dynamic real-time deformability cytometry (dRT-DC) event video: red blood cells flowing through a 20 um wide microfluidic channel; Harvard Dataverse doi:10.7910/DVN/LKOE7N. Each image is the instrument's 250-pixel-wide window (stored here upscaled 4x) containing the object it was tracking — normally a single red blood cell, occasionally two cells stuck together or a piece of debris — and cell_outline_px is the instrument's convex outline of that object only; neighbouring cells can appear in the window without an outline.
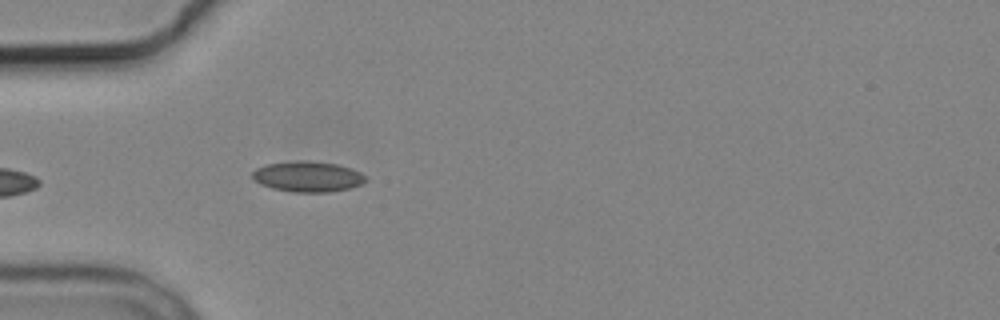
{"species": "common noctule bat (a hibernating species)", "species_latin": "Nyctalus noctula", "temperature_condition": "cold", "stored_images_in_passage": 5, "camera_frame_rate_fps": 3000, "um_per_image_px": 0.085, "animal": {"sex": "male", "body_mass_g": 19.2, "forearm_length_mm": 51.8}, "frame": {"image": 1, "passage_image": 5, "time_ms": 4.667, "image_size_px": [1000, 320], "cell_outline_px": [[368, 180], [360, 184], [348, 188], [328, 192], [292, 192], [272, 188], [260, 184], [252, 180], [252, 172], [256, 168], [264, 164], [300, 160], [304, 160], [336, 164], [360, 172], [368, 176]], "centroid_in_image_um": [26.12, 15.01], "position_along_channel_um": 58.9, "area_um2": 20.23}}